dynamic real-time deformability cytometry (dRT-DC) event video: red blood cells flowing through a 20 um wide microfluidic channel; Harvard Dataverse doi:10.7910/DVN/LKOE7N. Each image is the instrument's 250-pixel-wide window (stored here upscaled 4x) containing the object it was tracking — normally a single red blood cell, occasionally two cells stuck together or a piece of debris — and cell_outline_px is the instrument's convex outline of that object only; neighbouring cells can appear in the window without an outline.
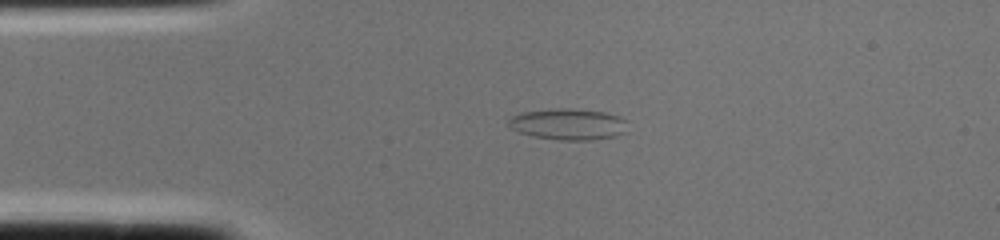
{"species": "common noctule bat (a hibernating species)", "species_latin": "Nyctalus noctula", "temperature_condition": "cold", "stored_images_in_passage": 1, "camera_frame_rate_fps": 3000, "um_per_image_px": 0.085, "animal": {"sex": "female", "body_mass_g": 22.0, "forearm_length_mm": 56.7}, "frame": {"image": 1, "passage_image": 1, "time_ms": 0.0, "image_size_px": [1000, 240], "cell_outline_px": [[628, 132], [616, 136], [592, 140], [560, 140], [532, 136], [520, 132], [512, 128], [508, 124], [508, 120], [512, 116], [524, 112], [556, 108], [568, 108], [604, 112], [620, 116], [628, 120]], "centroid_in_image_um": [48.38, 10.56], "position_along_channel_um": 36.6, "area_um2": 21.91}}